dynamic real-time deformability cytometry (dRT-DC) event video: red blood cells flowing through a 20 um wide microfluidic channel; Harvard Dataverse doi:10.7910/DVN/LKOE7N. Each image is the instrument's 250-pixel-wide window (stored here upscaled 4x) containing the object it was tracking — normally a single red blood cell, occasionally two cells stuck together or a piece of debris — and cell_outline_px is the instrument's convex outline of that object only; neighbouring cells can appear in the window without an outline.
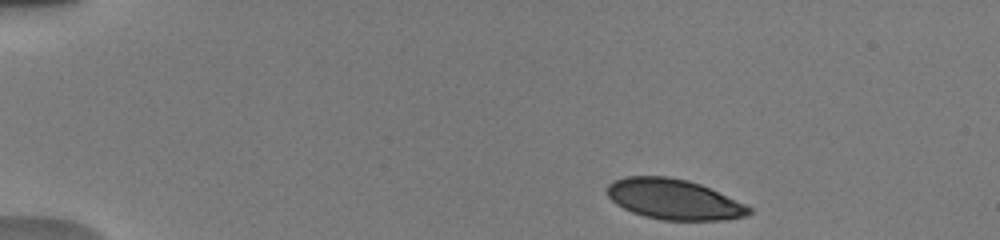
{"species": "human", "species_latin": "Homo sapiens", "temperature_condition": "warm", "stored_images_in_passage": 6, "camera_frame_rate_fps": 3000, "um_per_image_px": 0.085, "donor": {"sex": "male"}, "frame": {"image": 1, "passage_image": 1, "time_ms": 0.0, "image_size_px": [1000, 240], "cell_outline_px": [[752, 212], [744, 216], [720, 220], [664, 220], [644, 216], [632, 212], [616, 204], [608, 196], [608, 184], [612, 180], [624, 176], [668, 176], [688, 180], [700, 184], [748, 204], [752, 208]], "centroid_in_image_um": [57.29, 16.93], "position_along_channel_um": 27.7, "area_um2": 33.47}}
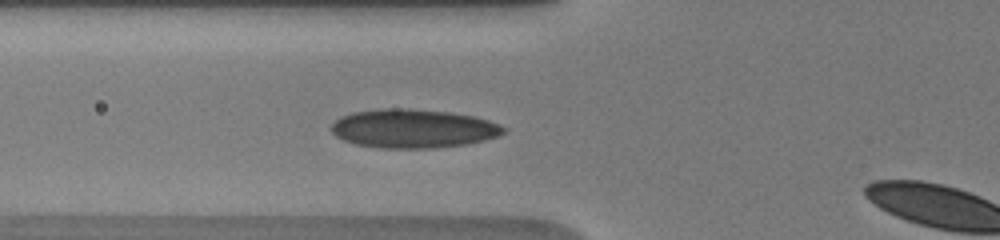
{"frame": {"image": 2, "passage_image": 5, "time_ms": 4.0, "image_size_px": [1000, 240], "cell_outline_px": [[504, 132], [496, 136], [484, 140], [468, 144], [432, 148], [380, 148], [356, 144], [344, 140], [336, 136], [332, 132], [332, 124], [340, 116], [352, 112], [380, 108], [408, 108], [452, 112], [476, 116], [500, 124], [504, 128]], "centroid_in_image_um": [35.11, 10.91], "position_along_channel_um": 90.7, "area_um2": 39.07}}